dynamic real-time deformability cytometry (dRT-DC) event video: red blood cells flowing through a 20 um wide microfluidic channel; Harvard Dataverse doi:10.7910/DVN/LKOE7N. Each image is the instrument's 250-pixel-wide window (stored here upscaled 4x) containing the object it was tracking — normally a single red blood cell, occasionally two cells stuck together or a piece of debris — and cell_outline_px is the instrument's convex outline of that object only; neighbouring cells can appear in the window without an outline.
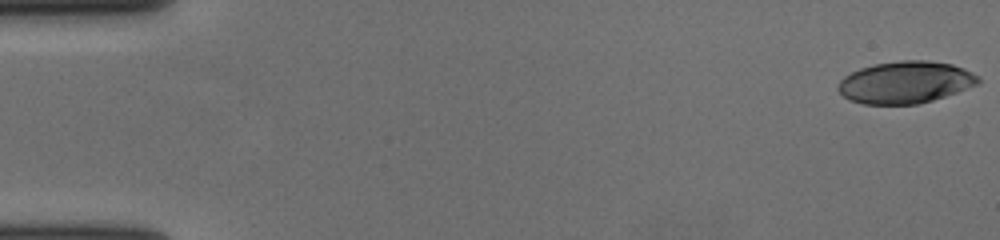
{"species": "human", "species_latin": "Homo sapiens", "temperature_condition": "cold", "stored_images_in_passage": 58, "camera_frame_rate_fps": 3000, "um_per_image_px": 0.085, "donor": {"sex": "female"}, "frame": {"image": 1, "passage_image": 1, "time_ms": 0.0, "image_size_px": [1000, 240], "cell_outline_px": [[980, 84], [920, 104], [864, 104], [848, 100], [836, 88], [840, 80], [844, 76], [860, 68], [876, 64], [900, 60], [928, 60], [952, 64], [964, 68], [980, 76]], "centroid_in_image_um": [76.97, 6.99], "position_along_channel_um": 8.0, "area_um2": 34.45}}
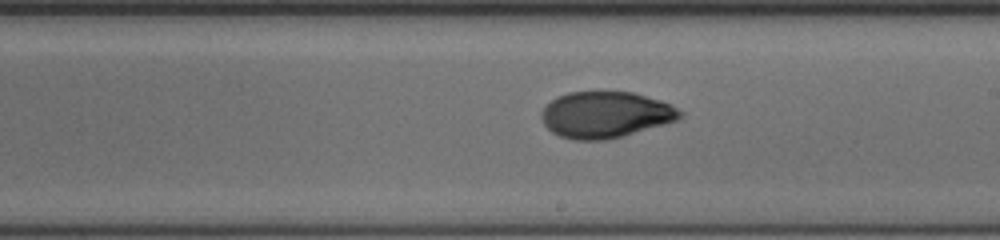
{"frame": {"image": 2, "passage_image": 34, "time_ms": 11.0, "image_size_px": [1000, 240], "cell_outline_px": [[684, 116], [680, 120], [624, 136], [604, 140], [572, 140], [560, 136], [552, 132], [544, 124], [540, 116], [540, 112], [556, 96], [568, 92], [600, 88], [632, 92], [660, 100], [672, 104], [684, 112]], "centroid_in_image_um": [51.49, 9.71], "position_along_channel_um": 237.5, "area_um2": 38.67}}
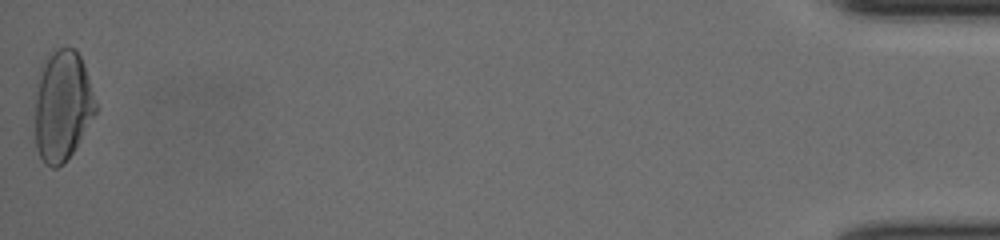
{"frame": {"image": 3, "passage_image": 58, "time_ms": 19.0, "image_size_px": [1000, 240], "cell_outline_px": [[96, 112], [72, 152], [64, 164], [56, 168], [52, 168], [44, 164], [36, 148], [36, 92], [40, 68], [48, 52], [60, 48], [76, 48], [80, 56], [96, 100]], "centroid_in_image_um": [5.29, 8.98], "position_along_channel_um": 429.9, "area_um2": 38.9}, "authors_computed_cell_mechanics": {"area_um2": 37.0209, "velocity_mm_per_s": 3.6317, "shape_relaxation_time_tau1_ms": 5.3625, "shape_relaxation_time_tau2_ms": 1.6544, "deformation_change_tau1": 0.2045, "deformation_change_tau2": 0.0557}}